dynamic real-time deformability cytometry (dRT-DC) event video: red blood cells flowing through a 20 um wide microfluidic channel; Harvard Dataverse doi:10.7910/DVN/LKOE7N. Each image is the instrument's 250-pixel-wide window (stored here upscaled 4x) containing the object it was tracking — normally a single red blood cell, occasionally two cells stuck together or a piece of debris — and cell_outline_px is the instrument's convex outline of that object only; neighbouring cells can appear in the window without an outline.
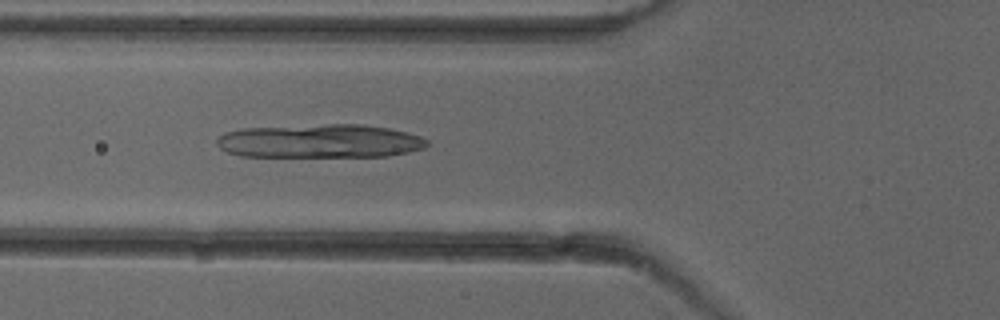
{"species": "common noctule bat (a hibernating species)", "species_latin": "Nyctalus noctula", "temperature_condition": "cold", "stored_images_in_passage": 5, "camera_frame_rate_fps": 3000, "um_per_image_px": 0.085, "animal": {"sex": "female"}, "frame": {"image": 1, "passage_image": 5, "time_ms": 4.667, "image_size_px": [1000, 320], "cell_outline_px": [[432, 144], [424, 148], [408, 152], [388, 156], [240, 156], [228, 152], [220, 148], [216, 144], [216, 140], [224, 132], [244, 128], [328, 124], [360, 124], [388, 128], [420, 136], [428, 140]], "centroid_in_image_um": [27.21, 11.99], "position_along_channel_um": 98.6, "area_um2": 41.21}}